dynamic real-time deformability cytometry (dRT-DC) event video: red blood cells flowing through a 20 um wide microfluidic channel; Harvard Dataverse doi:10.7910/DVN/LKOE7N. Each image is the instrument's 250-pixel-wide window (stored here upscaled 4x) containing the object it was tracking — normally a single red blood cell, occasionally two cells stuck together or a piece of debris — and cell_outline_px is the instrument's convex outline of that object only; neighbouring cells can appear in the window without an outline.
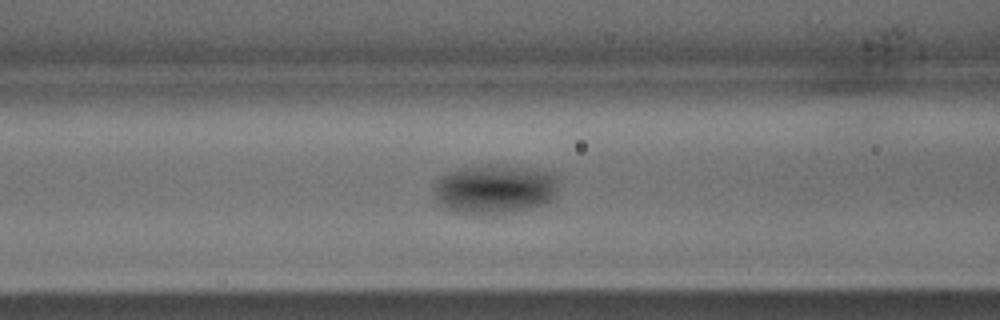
{"species": "common noctule bat (a hibernating species)", "species_latin": "Nyctalus noctula", "temperature_condition": "warm", "stored_images_in_passage": 26, "camera_frame_rate_fps": 3000, "um_per_image_px": 0.085, "animal": {"sex": "male", "body_mass_g": 15.6}, "frame": {"image": 1, "passage_image": 4, "time_ms": 1.0, "image_size_px": [1000, 320], "cell_outline_px": [[556, 196], [552, 200], [544, 204], [524, 208], [496, 212], [464, 212], [440, 204], [436, 196], [436, 180], [452, 172], [464, 168], [520, 168], [544, 172], [556, 176]], "centroid_in_image_um": [42.09, 16.09], "position_along_channel_um": 124.5, "area_um2": 32.89}}
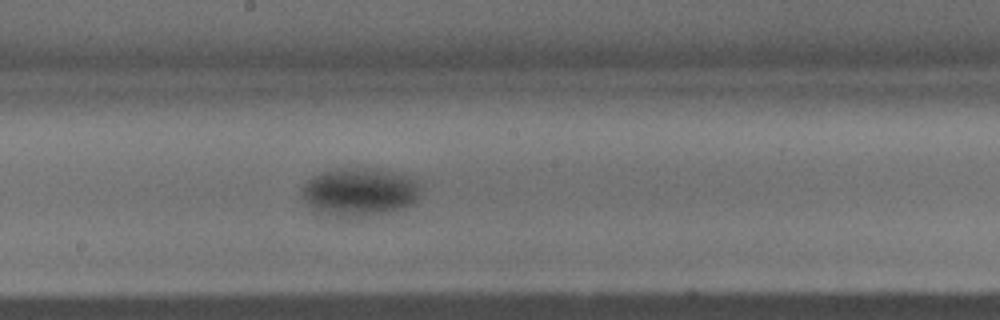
{"frame": {"image": 2, "passage_image": 9, "time_ms": 2.667, "image_size_px": [1000, 320], "cell_outline_px": [[420, 196], [412, 204], [400, 208], [368, 216], [336, 216], [316, 208], [304, 196], [304, 184], [308, 180], [320, 172], [392, 172], [408, 176], [416, 180], [420, 184]], "centroid_in_image_um": [30.67, 16.36], "position_along_channel_um": 217.5, "area_um2": 30.87}}
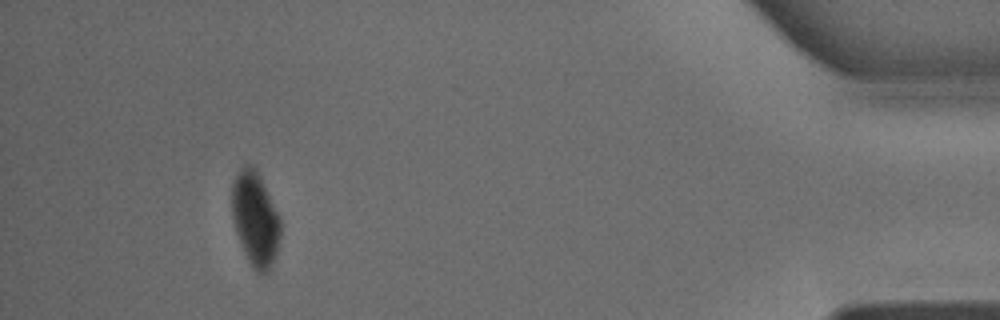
{"frame": {"image": 3, "passage_image": 23, "time_ms": 7.333, "image_size_px": [1000, 320], "cell_outline_px": [[280, 240], [276, 256], [268, 272], [256, 272], [252, 268], [240, 244], [236, 232], [232, 216], [232, 184], [240, 168], [244, 164], [252, 164], [280, 216]], "centroid_in_image_um": [21.69, 18.64], "position_along_channel_um": 413.5, "area_um2": 26.47}}